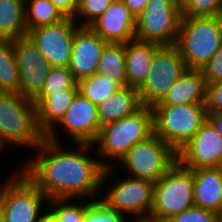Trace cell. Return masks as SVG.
I'll return each instance as SVG.
<instances>
[{"label":"cell","instance_id":"obj_8","mask_svg":"<svg viewBox=\"0 0 222 222\" xmlns=\"http://www.w3.org/2000/svg\"><path fill=\"white\" fill-rule=\"evenodd\" d=\"M128 176L159 180L176 162L177 152L154 133L146 140L135 144L120 160Z\"/></svg>","mask_w":222,"mask_h":222},{"label":"cell","instance_id":"obj_24","mask_svg":"<svg viewBox=\"0 0 222 222\" xmlns=\"http://www.w3.org/2000/svg\"><path fill=\"white\" fill-rule=\"evenodd\" d=\"M96 73L118 82L122 87L127 86L125 44L107 43Z\"/></svg>","mask_w":222,"mask_h":222},{"label":"cell","instance_id":"obj_21","mask_svg":"<svg viewBox=\"0 0 222 222\" xmlns=\"http://www.w3.org/2000/svg\"><path fill=\"white\" fill-rule=\"evenodd\" d=\"M78 92L79 89H66L54 95H37L33 99L37 125L44 135L60 121Z\"/></svg>","mask_w":222,"mask_h":222},{"label":"cell","instance_id":"obj_26","mask_svg":"<svg viewBox=\"0 0 222 222\" xmlns=\"http://www.w3.org/2000/svg\"><path fill=\"white\" fill-rule=\"evenodd\" d=\"M25 12L28 31L38 26L58 23L65 18L49 0H25Z\"/></svg>","mask_w":222,"mask_h":222},{"label":"cell","instance_id":"obj_33","mask_svg":"<svg viewBox=\"0 0 222 222\" xmlns=\"http://www.w3.org/2000/svg\"><path fill=\"white\" fill-rule=\"evenodd\" d=\"M165 222H220V216L213 211L193 205Z\"/></svg>","mask_w":222,"mask_h":222},{"label":"cell","instance_id":"obj_22","mask_svg":"<svg viewBox=\"0 0 222 222\" xmlns=\"http://www.w3.org/2000/svg\"><path fill=\"white\" fill-rule=\"evenodd\" d=\"M141 107L138 90L129 86L121 87L97 106L100 124L102 126L123 119Z\"/></svg>","mask_w":222,"mask_h":222},{"label":"cell","instance_id":"obj_29","mask_svg":"<svg viewBox=\"0 0 222 222\" xmlns=\"http://www.w3.org/2000/svg\"><path fill=\"white\" fill-rule=\"evenodd\" d=\"M66 89H78V81L68 67H51L38 95H54Z\"/></svg>","mask_w":222,"mask_h":222},{"label":"cell","instance_id":"obj_1","mask_svg":"<svg viewBox=\"0 0 222 222\" xmlns=\"http://www.w3.org/2000/svg\"><path fill=\"white\" fill-rule=\"evenodd\" d=\"M62 145L44 138L34 149L37 155L22 163L21 170L48 199H99L114 167L105 168L91 156L93 144L74 143L75 151Z\"/></svg>","mask_w":222,"mask_h":222},{"label":"cell","instance_id":"obj_13","mask_svg":"<svg viewBox=\"0 0 222 222\" xmlns=\"http://www.w3.org/2000/svg\"><path fill=\"white\" fill-rule=\"evenodd\" d=\"M55 128L65 129L73 144H93L101 128L97 105L78 92L60 121L45 135L46 139L61 142Z\"/></svg>","mask_w":222,"mask_h":222},{"label":"cell","instance_id":"obj_17","mask_svg":"<svg viewBox=\"0 0 222 222\" xmlns=\"http://www.w3.org/2000/svg\"><path fill=\"white\" fill-rule=\"evenodd\" d=\"M89 27L107 43L126 44L136 39V17L122 0H114Z\"/></svg>","mask_w":222,"mask_h":222},{"label":"cell","instance_id":"obj_32","mask_svg":"<svg viewBox=\"0 0 222 222\" xmlns=\"http://www.w3.org/2000/svg\"><path fill=\"white\" fill-rule=\"evenodd\" d=\"M124 214L108 208L100 199L94 200L84 215V222H127Z\"/></svg>","mask_w":222,"mask_h":222},{"label":"cell","instance_id":"obj_6","mask_svg":"<svg viewBox=\"0 0 222 222\" xmlns=\"http://www.w3.org/2000/svg\"><path fill=\"white\" fill-rule=\"evenodd\" d=\"M1 184L0 209L6 222H39L43 213L41 210L45 211L44 205L48 204L49 199L24 174L21 167Z\"/></svg>","mask_w":222,"mask_h":222},{"label":"cell","instance_id":"obj_27","mask_svg":"<svg viewBox=\"0 0 222 222\" xmlns=\"http://www.w3.org/2000/svg\"><path fill=\"white\" fill-rule=\"evenodd\" d=\"M121 87L118 82L97 73L78 81L79 93L97 106Z\"/></svg>","mask_w":222,"mask_h":222},{"label":"cell","instance_id":"obj_31","mask_svg":"<svg viewBox=\"0 0 222 222\" xmlns=\"http://www.w3.org/2000/svg\"><path fill=\"white\" fill-rule=\"evenodd\" d=\"M182 17L222 16V0H184Z\"/></svg>","mask_w":222,"mask_h":222},{"label":"cell","instance_id":"obj_30","mask_svg":"<svg viewBox=\"0 0 222 222\" xmlns=\"http://www.w3.org/2000/svg\"><path fill=\"white\" fill-rule=\"evenodd\" d=\"M113 1L114 0H78L77 11L73 19L80 26H89L108 10Z\"/></svg>","mask_w":222,"mask_h":222},{"label":"cell","instance_id":"obj_9","mask_svg":"<svg viewBox=\"0 0 222 222\" xmlns=\"http://www.w3.org/2000/svg\"><path fill=\"white\" fill-rule=\"evenodd\" d=\"M187 69L175 44L160 45L144 83L137 89L142 106L161 102Z\"/></svg>","mask_w":222,"mask_h":222},{"label":"cell","instance_id":"obj_20","mask_svg":"<svg viewBox=\"0 0 222 222\" xmlns=\"http://www.w3.org/2000/svg\"><path fill=\"white\" fill-rule=\"evenodd\" d=\"M159 46L157 43L137 39L125 44L127 86L138 89L144 83Z\"/></svg>","mask_w":222,"mask_h":222},{"label":"cell","instance_id":"obj_41","mask_svg":"<svg viewBox=\"0 0 222 222\" xmlns=\"http://www.w3.org/2000/svg\"><path fill=\"white\" fill-rule=\"evenodd\" d=\"M0 222H6L4 214L1 209H0Z\"/></svg>","mask_w":222,"mask_h":222},{"label":"cell","instance_id":"obj_14","mask_svg":"<svg viewBox=\"0 0 222 222\" xmlns=\"http://www.w3.org/2000/svg\"><path fill=\"white\" fill-rule=\"evenodd\" d=\"M13 47L19 70V94L33 100L41 92L52 66L28 36L14 39Z\"/></svg>","mask_w":222,"mask_h":222},{"label":"cell","instance_id":"obj_42","mask_svg":"<svg viewBox=\"0 0 222 222\" xmlns=\"http://www.w3.org/2000/svg\"><path fill=\"white\" fill-rule=\"evenodd\" d=\"M4 148H6V145L0 140V152L2 149L4 150Z\"/></svg>","mask_w":222,"mask_h":222},{"label":"cell","instance_id":"obj_4","mask_svg":"<svg viewBox=\"0 0 222 222\" xmlns=\"http://www.w3.org/2000/svg\"><path fill=\"white\" fill-rule=\"evenodd\" d=\"M44 138L33 100L19 93L0 92V140L6 146L35 149Z\"/></svg>","mask_w":222,"mask_h":222},{"label":"cell","instance_id":"obj_2","mask_svg":"<svg viewBox=\"0 0 222 222\" xmlns=\"http://www.w3.org/2000/svg\"><path fill=\"white\" fill-rule=\"evenodd\" d=\"M152 134V109L148 106H142L130 116L101 126L99 135L93 143L94 148H97L95 154L98 153V157L96 158L101 157L99 160L105 168L114 167L117 170L115 165L119 164L126 153L135 144L146 140Z\"/></svg>","mask_w":222,"mask_h":222},{"label":"cell","instance_id":"obj_19","mask_svg":"<svg viewBox=\"0 0 222 222\" xmlns=\"http://www.w3.org/2000/svg\"><path fill=\"white\" fill-rule=\"evenodd\" d=\"M206 81L200 69H186L169 89L166 97L153 106H176L190 103H205Z\"/></svg>","mask_w":222,"mask_h":222},{"label":"cell","instance_id":"obj_23","mask_svg":"<svg viewBox=\"0 0 222 222\" xmlns=\"http://www.w3.org/2000/svg\"><path fill=\"white\" fill-rule=\"evenodd\" d=\"M25 0H0V39L27 36Z\"/></svg>","mask_w":222,"mask_h":222},{"label":"cell","instance_id":"obj_43","mask_svg":"<svg viewBox=\"0 0 222 222\" xmlns=\"http://www.w3.org/2000/svg\"><path fill=\"white\" fill-rule=\"evenodd\" d=\"M173 1L176 2L178 5H181L184 2V0H173Z\"/></svg>","mask_w":222,"mask_h":222},{"label":"cell","instance_id":"obj_37","mask_svg":"<svg viewBox=\"0 0 222 222\" xmlns=\"http://www.w3.org/2000/svg\"><path fill=\"white\" fill-rule=\"evenodd\" d=\"M130 9L131 13L137 18L147 5L149 0H122Z\"/></svg>","mask_w":222,"mask_h":222},{"label":"cell","instance_id":"obj_18","mask_svg":"<svg viewBox=\"0 0 222 222\" xmlns=\"http://www.w3.org/2000/svg\"><path fill=\"white\" fill-rule=\"evenodd\" d=\"M192 169L194 204L222 215V167Z\"/></svg>","mask_w":222,"mask_h":222},{"label":"cell","instance_id":"obj_25","mask_svg":"<svg viewBox=\"0 0 222 222\" xmlns=\"http://www.w3.org/2000/svg\"><path fill=\"white\" fill-rule=\"evenodd\" d=\"M19 70L13 40L0 39V92L19 93Z\"/></svg>","mask_w":222,"mask_h":222},{"label":"cell","instance_id":"obj_34","mask_svg":"<svg viewBox=\"0 0 222 222\" xmlns=\"http://www.w3.org/2000/svg\"><path fill=\"white\" fill-rule=\"evenodd\" d=\"M200 70L206 84L222 80V42L215 55Z\"/></svg>","mask_w":222,"mask_h":222},{"label":"cell","instance_id":"obj_12","mask_svg":"<svg viewBox=\"0 0 222 222\" xmlns=\"http://www.w3.org/2000/svg\"><path fill=\"white\" fill-rule=\"evenodd\" d=\"M79 27L72 17H65L58 23L35 27L28 31L27 36L52 67H68Z\"/></svg>","mask_w":222,"mask_h":222},{"label":"cell","instance_id":"obj_28","mask_svg":"<svg viewBox=\"0 0 222 222\" xmlns=\"http://www.w3.org/2000/svg\"><path fill=\"white\" fill-rule=\"evenodd\" d=\"M72 200L74 202L71 203ZM75 200L79 199L53 198L48 200L47 206L57 217L58 222H84L85 212L94 200L90 199L86 203H82V200L75 202Z\"/></svg>","mask_w":222,"mask_h":222},{"label":"cell","instance_id":"obj_39","mask_svg":"<svg viewBox=\"0 0 222 222\" xmlns=\"http://www.w3.org/2000/svg\"><path fill=\"white\" fill-rule=\"evenodd\" d=\"M48 212L43 211L42 215L39 218V222H58L57 217L54 215V213L51 210H47Z\"/></svg>","mask_w":222,"mask_h":222},{"label":"cell","instance_id":"obj_36","mask_svg":"<svg viewBox=\"0 0 222 222\" xmlns=\"http://www.w3.org/2000/svg\"><path fill=\"white\" fill-rule=\"evenodd\" d=\"M65 17H74L78 0H49Z\"/></svg>","mask_w":222,"mask_h":222},{"label":"cell","instance_id":"obj_35","mask_svg":"<svg viewBox=\"0 0 222 222\" xmlns=\"http://www.w3.org/2000/svg\"><path fill=\"white\" fill-rule=\"evenodd\" d=\"M204 105L207 114L222 112V80L206 84Z\"/></svg>","mask_w":222,"mask_h":222},{"label":"cell","instance_id":"obj_10","mask_svg":"<svg viewBox=\"0 0 222 222\" xmlns=\"http://www.w3.org/2000/svg\"><path fill=\"white\" fill-rule=\"evenodd\" d=\"M181 19V6L173 0H149L136 18L135 38L160 45L175 44Z\"/></svg>","mask_w":222,"mask_h":222},{"label":"cell","instance_id":"obj_3","mask_svg":"<svg viewBox=\"0 0 222 222\" xmlns=\"http://www.w3.org/2000/svg\"><path fill=\"white\" fill-rule=\"evenodd\" d=\"M222 42V16L182 17L175 42L187 69H201Z\"/></svg>","mask_w":222,"mask_h":222},{"label":"cell","instance_id":"obj_40","mask_svg":"<svg viewBox=\"0 0 222 222\" xmlns=\"http://www.w3.org/2000/svg\"><path fill=\"white\" fill-rule=\"evenodd\" d=\"M133 221L132 222H161L155 218H152V217H138V218H133L132 219ZM129 222V221H127Z\"/></svg>","mask_w":222,"mask_h":222},{"label":"cell","instance_id":"obj_7","mask_svg":"<svg viewBox=\"0 0 222 222\" xmlns=\"http://www.w3.org/2000/svg\"><path fill=\"white\" fill-rule=\"evenodd\" d=\"M194 204L192 169L178 161L154 184L150 217L165 222Z\"/></svg>","mask_w":222,"mask_h":222},{"label":"cell","instance_id":"obj_16","mask_svg":"<svg viewBox=\"0 0 222 222\" xmlns=\"http://www.w3.org/2000/svg\"><path fill=\"white\" fill-rule=\"evenodd\" d=\"M106 44L89 26H80L76 30L68 68L77 81L96 74Z\"/></svg>","mask_w":222,"mask_h":222},{"label":"cell","instance_id":"obj_38","mask_svg":"<svg viewBox=\"0 0 222 222\" xmlns=\"http://www.w3.org/2000/svg\"><path fill=\"white\" fill-rule=\"evenodd\" d=\"M207 120L222 137V112L207 114Z\"/></svg>","mask_w":222,"mask_h":222},{"label":"cell","instance_id":"obj_5","mask_svg":"<svg viewBox=\"0 0 222 222\" xmlns=\"http://www.w3.org/2000/svg\"><path fill=\"white\" fill-rule=\"evenodd\" d=\"M153 133L176 152L182 149L207 121L204 104L152 106Z\"/></svg>","mask_w":222,"mask_h":222},{"label":"cell","instance_id":"obj_11","mask_svg":"<svg viewBox=\"0 0 222 222\" xmlns=\"http://www.w3.org/2000/svg\"><path fill=\"white\" fill-rule=\"evenodd\" d=\"M117 179L114 180L115 182L109 183L110 185L107 184L108 191L105 189L106 194L102 192L99 199L108 208L116 210L126 217H149L152 210L155 182L128 175L125 179Z\"/></svg>","mask_w":222,"mask_h":222},{"label":"cell","instance_id":"obj_15","mask_svg":"<svg viewBox=\"0 0 222 222\" xmlns=\"http://www.w3.org/2000/svg\"><path fill=\"white\" fill-rule=\"evenodd\" d=\"M177 161L185 168L222 167V137L208 120L177 152Z\"/></svg>","mask_w":222,"mask_h":222}]
</instances>
